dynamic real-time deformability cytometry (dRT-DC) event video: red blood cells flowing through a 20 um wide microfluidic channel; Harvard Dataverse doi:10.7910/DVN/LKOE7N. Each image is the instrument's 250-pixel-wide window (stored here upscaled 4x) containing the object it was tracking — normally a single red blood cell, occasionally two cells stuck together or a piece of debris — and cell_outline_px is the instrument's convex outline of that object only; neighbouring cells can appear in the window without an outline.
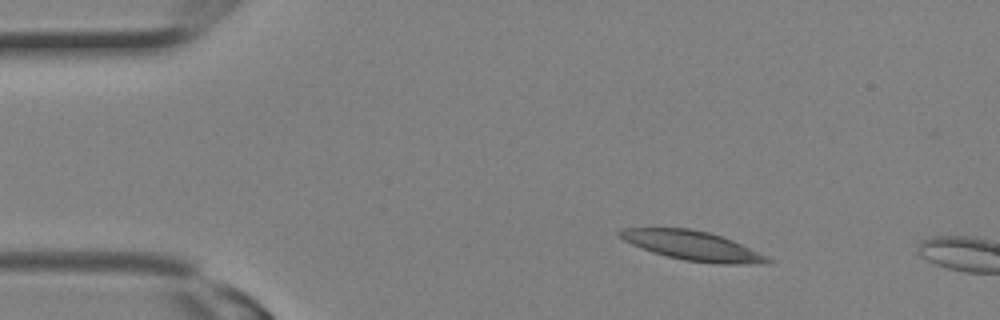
{"species": "Egyptian fruit bat (a non-hibernating species)", "species_latin": "Rousettus aegyptiacus", "temperature_condition": "room temperature", "stored_images_in_passage": 2, "camera_frame_rate_fps": 3000, "um_per_image_px": 0.085, "animal": {"sex": "female"}, "frame": {"image": 1, "passage_image": 1, "time_ms": 0.0, "image_size_px": [1000, 320], "cell_outline_px": [[772, 260], [768, 264], [720, 264], [684, 260], [652, 252], [640, 248], [616, 236], [616, 232], [620, 228], [692, 228], [708, 232], [732, 240], [768, 256]], "centroid_in_image_um": [58.84, 20.88], "position_along_channel_um": 26.2, "area_um2": 25.37}}